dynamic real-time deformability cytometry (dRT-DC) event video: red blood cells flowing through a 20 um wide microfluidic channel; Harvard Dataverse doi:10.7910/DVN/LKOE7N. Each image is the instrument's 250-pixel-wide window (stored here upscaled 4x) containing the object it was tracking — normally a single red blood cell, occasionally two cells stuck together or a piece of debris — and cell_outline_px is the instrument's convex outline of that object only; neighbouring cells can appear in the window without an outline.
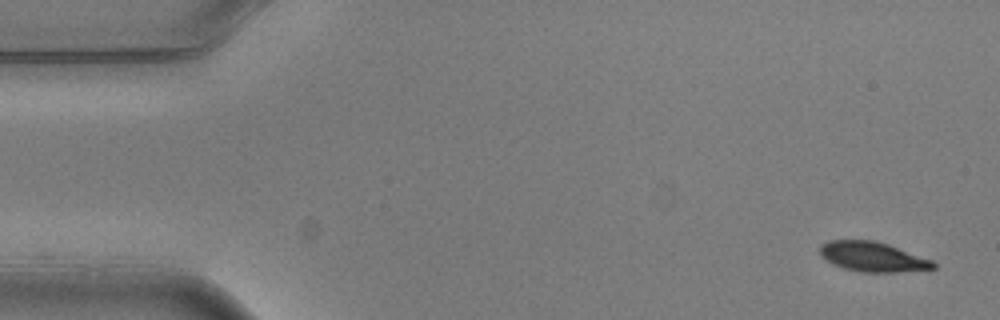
{"species": "common noctule bat (a hibernating species)", "species_latin": "Nyctalus noctula", "temperature_condition": "warm", "stored_images_in_passage": 6, "camera_frame_rate_fps": 3000, "um_per_image_px": 0.085, "animal": {"sex": "male", "body_mass_g": 20.5, "forearm_length_mm": 52.5}, "frame": {"image": 1, "passage_image": 1, "time_ms": 0.0, "image_size_px": [1000, 320], "cell_outline_px": [[936, 268], [896, 272], [856, 272], [832, 264], [820, 256], [820, 244], [828, 240], [872, 240], [888, 244], [932, 260], [936, 264]], "centroid_in_image_um": [74.13, 21.83], "position_along_channel_um": 10.9, "area_um2": 19.71}}
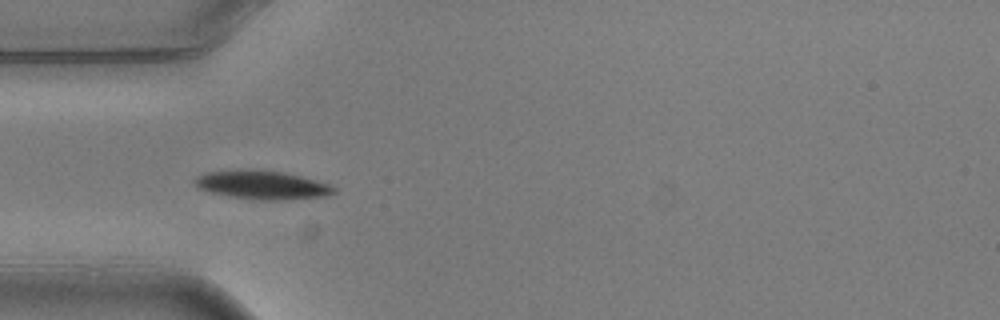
{"frame": {"image": 2, "passage_image": 5, "time_ms": 1.333, "image_size_px": [1000, 320], "cell_outline_px": [[336, 192], [324, 196], [280, 200], [260, 200], [228, 196], [196, 188], [192, 180], [196, 176], [204, 172], [248, 168], [284, 172], [300, 176], [328, 184], [336, 188]], "centroid_in_image_um": [22.2, 15.7], "position_along_channel_um": 62.8, "area_um2": 23.41}}
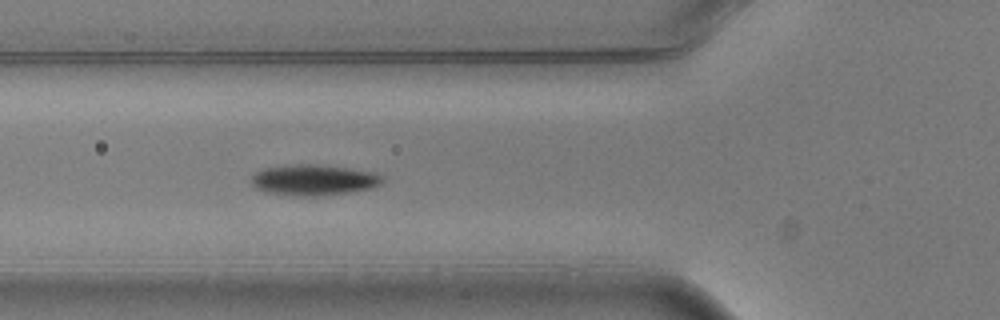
{"frame": {"image": 3, "passage_image": 6, "time_ms": 1.667, "image_size_px": [1000, 320], "cell_outline_px": [[384, 180], [376, 188], [348, 192], [316, 196], [300, 196], [264, 192], [256, 188], [252, 184], [252, 176], [256, 172], [264, 168], [300, 164], [316, 164], [348, 168], [376, 172], [384, 176]], "centroid_in_image_um": [26.72, 15.3], "position_along_channel_um": 99.1, "area_um2": 23.58}}